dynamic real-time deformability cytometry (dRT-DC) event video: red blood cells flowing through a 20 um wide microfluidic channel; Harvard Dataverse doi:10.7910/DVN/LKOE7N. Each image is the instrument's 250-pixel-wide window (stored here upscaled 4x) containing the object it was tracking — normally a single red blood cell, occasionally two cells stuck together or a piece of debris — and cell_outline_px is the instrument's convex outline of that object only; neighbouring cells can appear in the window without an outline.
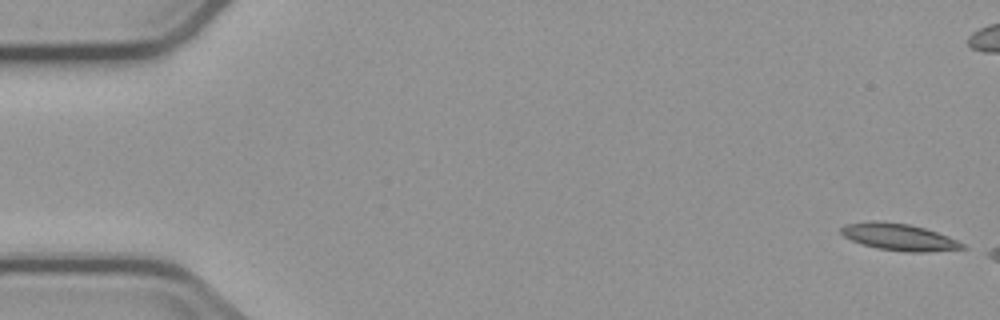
{"species": "common noctule bat (a hibernating species)", "species_latin": "Nyctalus noctula", "temperature_condition": "cold", "stored_images_in_passage": 6, "segment_of_instrument_passage": [2, 2], "camera_frame_rate_fps": 3000, "um_per_image_px": 0.085, "animal": {"sex": "male", "body_mass_g": 23.1, "forearm_length_mm": 52.7}, "frame": {"image": 1, "passage_image": 6, "time_ms": 7.0, "image_size_px": [1000, 320], "cell_outline_px": [[968, 248], [924, 252], [904, 252], [876, 248], [852, 240], [844, 236], [840, 232], [840, 228], [844, 224], [908, 224], [924, 228], [948, 236], [964, 244]], "centroid_in_image_um": [76.5, 20.21], "position_along_channel_um": 8.5, "area_um2": 17.98}}